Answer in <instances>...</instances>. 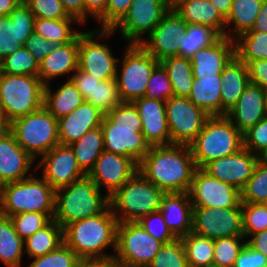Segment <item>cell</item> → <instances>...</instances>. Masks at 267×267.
<instances>
[{
  "label": "cell",
  "instance_id": "6da1fadb",
  "mask_svg": "<svg viewBox=\"0 0 267 267\" xmlns=\"http://www.w3.org/2000/svg\"><path fill=\"white\" fill-rule=\"evenodd\" d=\"M196 169L188 145L150 146L140 160L138 171L165 193H188Z\"/></svg>",
  "mask_w": 267,
  "mask_h": 267
},
{
  "label": "cell",
  "instance_id": "7a4b0ae2",
  "mask_svg": "<svg viewBox=\"0 0 267 267\" xmlns=\"http://www.w3.org/2000/svg\"><path fill=\"white\" fill-rule=\"evenodd\" d=\"M104 150L132 158L137 164L149 151L142 122L132 102H122L108 111L102 120Z\"/></svg>",
  "mask_w": 267,
  "mask_h": 267
},
{
  "label": "cell",
  "instance_id": "3957f363",
  "mask_svg": "<svg viewBox=\"0 0 267 267\" xmlns=\"http://www.w3.org/2000/svg\"><path fill=\"white\" fill-rule=\"evenodd\" d=\"M118 221L108 206L101 214L72 222L63 228L64 243L81 259L110 258L105 249L116 252Z\"/></svg>",
  "mask_w": 267,
  "mask_h": 267
},
{
  "label": "cell",
  "instance_id": "277c9868",
  "mask_svg": "<svg viewBox=\"0 0 267 267\" xmlns=\"http://www.w3.org/2000/svg\"><path fill=\"white\" fill-rule=\"evenodd\" d=\"M109 206V197L101 194L88 176L55 190L53 219L62 228L68 224L101 214Z\"/></svg>",
  "mask_w": 267,
  "mask_h": 267
},
{
  "label": "cell",
  "instance_id": "5b68a950",
  "mask_svg": "<svg viewBox=\"0 0 267 267\" xmlns=\"http://www.w3.org/2000/svg\"><path fill=\"white\" fill-rule=\"evenodd\" d=\"M32 175L0 186V214L40 212L54 217L55 189L42 177Z\"/></svg>",
  "mask_w": 267,
  "mask_h": 267
},
{
  "label": "cell",
  "instance_id": "8992f818",
  "mask_svg": "<svg viewBox=\"0 0 267 267\" xmlns=\"http://www.w3.org/2000/svg\"><path fill=\"white\" fill-rule=\"evenodd\" d=\"M165 192L137 171L109 197V206L118 222H138L159 211Z\"/></svg>",
  "mask_w": 267,
  "mask_h": 267
},
{
  "label": "cell",
  "instance_id": "52a82bcc",
  "mask_svg": "<svg viewBox=\"0 0 267 267\" xmlns=\"http://www.w3.org/2000/svg\"><path fill=\"white\" fill-rule=\"evenodd\" d=\"M196 168L243 148V134L226 116H210L189 145Z\"/></svg>",
  "mask_w": 267,
  "mask_h": 267
},
{
  "label": "cell",
  "instance_id": "ba28073f",
  "mask_svg": "<svg viewBox=\"0 0 267 267\" xmlns=\"http://www.w3.org/2000/svg\"><path fill=\"white\" fill-rule=\"evenodd\" d=\"M45 85L39 77L0 74V114L9 124L43 106Z\"/></svg>",
  "mask_w": 267,
  "mask_h": 267
},
{
  "label": "cell",
  "instance_id": "9c48e42d",
  "mask_svg": "<svg viewBox=\"0 0 267 267\" xmlns=\"http://www.w3.org/2000/svg\"><path fill=\"white\" fill-rule=\"evenodd\" d=\"M8 130L34 160L60 144L58 119L44 106L25 116L14 119Z\"/></svg>",
  "mask_w": 267,
  "mask_h": 267
},
{
  "label": "cell",
  "instance_id": "30bf717a",
  "mask_svg": "<svg viewBox=\"0 0 267 267\" xmlns=\"http://www.w3.org/2000/svg\"><path fill=\"white\" fill-rule=\"evenodd\" d=\"M116 81L122 102L144 97L154 67L159 63L140 44H127ZM120 72H119V71Z\"/></svg>",
  "mask_w": 267,
  "mask_h": 267
},
{
  "label": "cell",
  "instance_id": "8fae6325",
  "mask_svg": "<svg viewBox=\"0 0 267 267\" xmlns=\"http://www.w3.org/2000/svg\"><path fill=\"white\" fill-rule=\"evenodd\" d=\"M163 245L138 222H118L114 259L121 267H147Z\"/></svg>",
  "mask_w": 267,
  "mask_h": 267
},
{
  "label": "cell",
  "instance_id": "7c38bea8",
  "mask_svg": "<svg viewBox=\"0 0 267 267\" xmlns=\"http://www.w3.org/2000/svg\"><path fill=\"white\" fill-rule=\"evenodd\" d=\"M112 30L94 29L79 33L78 68L100 81L116 78L120 58L114 57L109 45L96 40L109 38Z\"/></svg>",
  "mask_w": 267,
  "mask_h": 267
},
{
  "label": "cell",
  "instance_id": "4fadbf2b",
  "mask_svg": "<svg viewBox=\"0 0 267 267\" xmlns=\"http://www.w3.org/2000/svg\"><path fill=\"white\" fill-rule=\"evenodd\" d=\"M171 144L190 145L210 117L188 97L172 96L165 102Z\"/></svg>",
  "mask_w": 267,
  "mask_h": 267
},
{
  "label": "cell",
  "instance_id": "5bb4252c",
  "mask_svg": "<svg viewBox=\"0 0 267 267\" xmlns=\"http://www.w3.org/2000/svg\"><path fill=\"white\" fill-rule=\"evenodd\" d=\"M169 11L164 0H133L125 16L111 29L120 31L127 44H141ZM118 29V30H117Z\"/></svg>",
  "mask_w": 267,
  "mask_h": 267
},
{
  "label": "cell",
  "instance_id": "9a60e30c",
  "mask_svg": "<svg viewBox=\"0 0 267 267\" xmlns=\"http://www.w3.org/2000/svg\"><path fill=\"white\" fill-rule=\"evenodd\" d=\"M188 193L193 207H242L240 190L210 176L202 168L195 169Z\"/></svg>",
  "mask_w": 267,
  "mask_h": 267
},
{
  "label": "cell",
  "instance_id": "2e32d148",
  "mask_svg": "<svg viewBox=\"0 0 267 267\" xmlns=\"http://www.w3.org/2000/svg\"><path fill=\"white\" fill-rule=\"evenodd\" d=\"M192 231L213 240L243 236L242 207H193Z\"/></svg>",
  "mask_w": 267,
  "mask_h": 267
},
{
  "label": "cell",
  "instance_id": "e0dca14e",
  "mask_svg": "<svg viewBox=\"0 0 267 267\" xmlns=\"http://www.w3.org/2000/svg\"><path fill=\"white\" fill-rule=\"evenodd\" d=\"M187 25L175 10H169L140 45L159 62L167 57L179 56Z\"/></svg>",
  "mask_w": 267,
  "mask_h": 267
},
{
  "label": "cell",
  "instance_id": "ac0fdd59",
  "mask_svg": "<svg viewBox=\"0 0 267 267\" xmlns=\"http://www.w3.org/2000/svg\"><path fill=\"white\" fill-rule=\"evenodd\" d=\"M34 171L41 169V176L55 189L66 187L86 174L80 169L70 145L58 144L40 157Z\"/></svg>",
  "mask_w": 267,
  "mask_h": 267
},
{
  "label": "cell",
  "instance_id": "d6986e66",
  "mask_svg": "<svg viewBox=\"0 0 267 267\" xmlns=\"http://www.w3.org/2000/svg\"><path fill=\"white\" fill-rule=\"evenodd\" d=\"M137 171L138 164L132 158L104 150L88 176L100 190L105 187L106 195L110 197Z\"/></svg>",
  "mask_w": 267,
  "mask_h": 267
},
{
  "label": "cell",
  "instance_id": "ffe728a7",
  "mask_svg": "<svg viewBox=\"0 0 267 267\" xmlns=\"http://www.w3.org/2000/svg\"><path fill=\"white\" fill-rule=\"evenodd\" d=\"M257 163V155L243 147L232 155L207 163L202 169L210 176L231 184L241 191L253 176Z\"/></svg>",
  "mask_w": 267,
  "mask_h": 267
},
{
  "label": "cell",
  "instance_id": "44dd1931",
  "mask_svg": "<svg viewBox=\"0 0 267 267\" xmlns=\"http://www.w3.org/2000/svg\"><path fill=\"white\" fill-rule=\"evenodd\" d=\"M34 161L9 130L0 136V186L32 176L28 172L31 171Z\"/></svg>",
  "mask_w": 267,
  "mask_h": 267
},
{
  "label": "cell",
  "instance_id": "7402d4cb",
  "mask_svg": "<svg viewBox=\"0 0 267 267\" xmlns=\"http://www.w3.org/2000/svg\"><path fill=\"white\" fill-rule=\"evenodd\" d=\"M132 103L141 118L142 133L146 142L150 146L171 144L165 102L144 96Z\"/></svg>",
  "mask_w": 267,
  "mask_h": 267
},
{
  "label": "cell",
  "instance_id": "603a6c76",
  "mask_svg": "<svg viewBox=\"0 0 267 267\" xmlns=\"http://www.w3.org/2000/svg\"><path fill=\"white\" fill-rule=\"evenodd\" d=\"M267 93L259 86L249 83L226 117L243 134L257 122L266 118Z\"/></svg>",
  "mask_w": 267,
  "mask_h": 267
},
{
  "label": "cell",
  "instance_id": "cb8c5ba5",
  "mask_svg": "<svg viewBox=\"0 0 267 267\" xmlns=\"http://www.w3.org/2000/svg\"><path fill=\"white\" fill-rule=\"evenodd\" d=\"M235 56V41L221 36L209 47L198 50L190 58L194 77L221 76L225 66Z\"/></svg>",
  "mask_w": 267,
  "mask_h": 267
},
{
  "label": "cell",
  "instance_id": "d4e9b609",
  "mask_svg": "<svg viewBox=\"0 0 267 267\" xmlns=\"http://www.w3.org/2000/svg\"><path fill=\"white\" fill-rule=\"evenodd\" d=\"M104 115L94 105L84 101L74 111L58 119L60 144L70 145L88 131L101 126Z\"/></svg>",
  "mask_w": 267,
  "mask_h": 267
},
{
  "label": "cell",
  "instance_id": "484cf974",
  "mask_svg": "<svg viewBox=\"0 0 267 267\" xmlns=\"http://www.w3.org/2000/svg\"><path fill=\"white\" fill-rule=\"evenodd\" d=\"M79 34L69 43L58 44L39 64L38 77L44 85L54 78L72 74L78 69Z\"/></svg>",
  "mask_w": 267,
  "mask_h": 267
},
{
  "label": "cell",
  "instance_id": "4316f807",
  "mask_svg": "<svg viewBox=\"0 0 267 267\" xmlns=\"http://www.w3.org/2000/svg\"><path fill=\"white\" fill-rule=\"evenodd\" d=\"M159 211L177 238L192 232L193 205L189 193H165Z\"/></svg>",
  "mask_w": 267,
  "mask_h": 267
},
{
  "label": "cell",
  "instance_id": "83f0119b",
  "mask_svg": "<svg viewBox=\"0 0 267 267\" xmlns=\"http://www.w3.org/2000/svg\"><path fill=\"white\" fill-rule=\"evenodd\" d=\"M221 79V116H225L250 83L247 64L235 55L223 69Z\"/></svg>",
  "mask_w": 267,
  "mask_h": 267
},
{
  "label": "cell",
  "instance_id": "f1b7e54d",
  "mask_svg": "<svg viewBox=\"0 0 267 267\" xmlns=\"http://www.w3.org/2000/svg\"><path fill=\"white\" fill-rule=\"evenodd\" d=\"M56 91H52L50 84L44 87L43 106L59 119L74 111L84 102L82 94L72 80H66Z\"/></svg>",
  "mask_w": 267,
  "mask_h": 267
},
{
  "label": "cell",
  "instance_id": "f546056e",
  "mask_svg": "<svg viewBox=\"0 0 267 267\" xmlns=\"http://www.w3.org/2000/svg\"><path fill=\"white\" fill-rule=\"evenodd\" d=\"M221 76L194 77L189 100L209 116H221Z\"/></svg>",
  "mask_w": 267,
  "mask_h": 267
},
{
  "label": "cell",
  "instance_id": "4dcf8cb0",
  "mask_svg": "<svg viewBox=\"0 0 267 267\" xmlns=\"http://www.w3.org/2000/svg\"><path fill=\"white\" fill-rule=\"evenodd\" d=\"M188 24H203L225 36V19L209 0H187L174 9Z\"/></svg>",
  "mask_w": 267,
  "mask_h": 267
},
{
  "label": "cell",
  "instance_id": "1f68e13d",
  "mask_svg": "<svg viewBox=\"0 0 267 267\" xmlns=\"http://www.w3.org/2000/svg\"><path fill=\"white\" fill-rule=\"evenodd\" d=\"M264 0H232L228 17L225 19V37L235 40L240 35L250 31L261 11ZM231 30L226 31L227 27ZM235 35V36H234Z\"/></svg>",
  "mask_w": 267,
  "mask_h": 267
},
{
  "label": "cell",
  "instance_id": "d6a6232c",
  "mask_svg": "<svg viewBox=\"0 0 267 267\" xmlns=\"http://www.w3.org/2000/svg\"><path fill=\"white\" fill-rule=\"evenodd\" d=\"M80 169L88 175L97 158L104 151V140L101 126L88 131L79 140L70 144Z\"/></svg>",
  "mask_w": 267,
  "mask_h": 267
},
{
  "label": "cell",
  "instance_id": "836d02e7",
  "mask_svg": "<svg viewBox=\"0 0 267 267\" xmlns=\"http://www.w3.org/2000/svg\"><path fill=\"white\" fill-rule=\"evenodd\" d=\"M63 243V228L52 219L46 226L24 240V252L29 258H35L52 252Z\"/></svg>",
  "mask_w": 267,
  "mask_h": 267
},
{
  "label": "cell",
  "instance_id": "e575fe53",
  "mask_svg": "<svg viewBox=\"0 0 267 267\" xmlns=\"http://www.w3.org/2000/svg\"><path fill=\"white\" fill-rule=\"evenodd\" d=\"M24 241L16 233L10 217L0 214V261L7 267H21Z\"/></svg>",
  "mask_w": 267,
  "mask_h": 267
},
{
  "label": "cell",
  "instance_id": "d590c367",
  "mask_svg": "<svg viewBox=\"0 0 267 267\" xmlns=\"http://www.w3.org/2000/svg\"><path fill=\"white\" fill-rule=\"evenodd\" d=\"M161 63L168 72L174 96L188 97L191 94L194 79L190 59L173 56L163 59Z\"/></svg>",
  "mask_w": 267,
  "mask_h": 267
},
{
  "label": "cell",
  "instance_id": "8d00e7d4",
  "mask_svg": "<svg viewBox=\"0 0 267 267\" xmlns=\"http://www.w3.org/2000/svg\"><path fill=\"white\" fill-rule=\"evenodd\" d=\"M73 23L80 24L71 16L62 19L35 18L34 32L56 45L66 44L80 33L71 27Z\"/></svg>",
  "mask_w": 267,
  "mask_h": 267
},
{
  "label": "cell",
  "instance_id": "74e56055",
  "mask_svg": "<svg viewBox=\"0 0 267 267\" xmlns=\"http://www.w3.org/2000/svg\"><path fill=\"white\" fill-rule=\"evenodd\" d=\"M189 267H212L214 240L194 233L180 237Z\"/></svg>",
  "mask_w": 267,
  "mask_h": 267
},
{
  "label": "cell",
  "instance_id": "f35d334b",
  "mask_svg": "<svg viewBox=\"0 0 267 267\" xmlns=\"http://www.w3.org/2000/svg\"><path fill=\"white\" fill-rule=\"evenodd\" d=\"M221 35L212 27L203 24H188L180 46L179 56L190 59L198 50L209 47Z\"/></svg>",
  "mask_w": 267,
  "mask_h": 267
},
{
  "label": "cell",
  "instance_id": "ab89813d",
  "mask_svg": "<svg viewBox=\"0 0 267 267\" xmlns=\"http://www.w3.org/2000/svg\"><path fill=\"white\" fill-rule=\"evenodd\" d=\"M235 55L244 63L267 59V33L248 31L235 40Z\"/></svg>",
  "mask_w": 267,
  "mask_h": 267
},
{
  "label": "cell",
  "instance_id": "60d3db41",
  "mask_svg": "<svg viewBox=\"0 0 267 267\" xmlns=\"http://www.w3.org/2000/svg\"><path fill=\"white\" fill-rule=\"evenodd\" d=\"M245 244L246 238L244 236L215 239L212 267H233Z\"/></svg>",
  "mask_w": 267,
  "mask_h": 267
},
{
  "label": "cell",
  "instance_id": "b9f144b4",
  "mask_svg": "<svg viewBox=\"0 0 267 267\" xmlns=\"http://www.w3.org/2000/svg\"><path fill=\"white\" fill-rule=\"evenodd\" d=\"M1 72L8 75L38 77L39 65L33 55L23 46L0 62Z\"/></svg>",
  "mask_w": 267,
  "mask_h": 267
},
{
  "label": "cell",
  "instance_id": "7bdbcfd3",
  "mask_svg": "<svg viewBox=\"0 0 267 267\" xmlns=\"http://www.w3.org/2000/svg\"><path fill=\"white\" fill-rule=\"evenodd\" d=\"M84 101L94 105L104 114L111 111L122 103L116 78L97 83L93 89V96L87 97Z\"/></svg>",
  "mask_w": 267,
  "mask_h": 267
},
{
  "label": "cell",
  "instance_id": "ee69618b",
  "mask_svg": "<svg viewBox=\"0 0 267 267\" xmlns=\"http://www.w3.org/2000/svg\"><path fill=\"white\" fill-rule=\"evenodd\" d=\"M241 192V203L267 204V164L257 163L253 176Z\"/></svg>",
  "mask_w": 267,
  "mask_h": 267
},
{
  "label": "cell",
  "instance_id": "f6af8a7d",
  "mask_svg": "<svg viewBox=\"0 0 267 267\" xmlns=\"http://www.w3.org/2000/svg\"><path fill=\"white\" fill-rule=\"evenodd\" d=\"M267 229V204L242 203V230L247 238Z\"/></svg>",
  "mask_w": 267,
  "mask_h": 267
},
{
  "label": "cell",
  "instance_id": "bcb514c9",
  "mask_svg": "<svg viewBox=\"0 0 267 267\" xmlns=\"http://www.w3.org/2000/svg\"><path fill=\"white\" fill-rule=\"evenodd\" d=\"M174 95L168 72L159 62L153 69L147 83L145 97L166 102Z\"/></svg>",
  "mask_w": 267,
  "mask_h": 267
},
{
  "label": "cell",
  "instance_id": "7dc6e473",
  "mask_svg": "<svg viewBox=\"0 0 267 267\" xmlns=\"http://www.w3.org/2000/svg\"><path fill=\"white\" fill-rule=\"evenodd\" d=\"M147 267H189L180 238L164 244Z\"/></svg>",
  "mask_w": 267,
  "mask_h": 267
},
{
  "label": "cell",
  "instance_id": "c3c4849f",
  "mask_svg": "<svg viewBox=\"0 0 267 267\" xmlns=\"http://www.w3.org/2000/svg\"><path fill=\"white\" fill-rule=\"evenodd\" d=\"M32 259L29 267H77L81 258L63 243L52 252Z\"/></svg>",
  "mask_w": 267,
  "mask_h": 267
},
{
  "label": "cell",
  "instance_id": "681fc988",
  "mask_svg": "<svg viewBox=\"0 0 267 267\" xmlns=\"http://www.w3.org/2000/svg\"><path fill=\"white\" fill-rule=\"evenodd\" d=\"M16 233L24 241L39 229L46 226L52 219L45 213L24 212L10 217Z\"/></svg>",
  "mask_w": 267,
  "mask_h": 267
},
{
  "label": "cell",
  "instance_id": "f907efd6",
  "mask_svg": "<svg viewBox=\"0 0 267 267\" xmlns=\"http://www.w3.org/2000/svg\"><path fill=\"white\" fill-rule=\"evenodd\" d=\"M13 20V32L16 40L23 45L34 32L35 16L28 5L20 2L8 15Z\"/></svg>",
  "mask_w": 267,
  "mask_h": 267
},
{
  "label": "cell",
  "instance_id": "816d5d0a",
  "mask_svg": "<svg viewBox=\"0 0 267 267\" xmlns=\"http://www.w3.org/2000/svg\"><path fill=\"white\" fill-rule=\"evenodd\" d=\"M138 223L146 232L163 244L171 243L177 239V237L168 228L160 211L150 213L142 217Z\"/></svg>",
  "mask_w": 267,
  "mask_h": 267
},
{
  "label": "cell",
  "instance_id": "f5cc1de1",
  "mask_svg": "<svg viewBox=\"0 0 267 267\" xmlns=\"http://www.w3.org/2000/svg\"><path fill=\"white\" fill-rule=\"evenodd\" d=\"M35 18L62 19L70 17L60 0H23Z\"/></svg>",
  "mask_w": 267,
  "mask_h": 267
},
{
  "label": "cell",
  "instance_id": "db71d44e",
  "mask_svg": "<svg viewBox=\"0 0 267 267\" xmlns=\"http://www.w3.org/2000/svg\"><path fill=\"white\" fill-rule=\"evenodd\" d=\"M243 147L255 155L267 147V117L243 133Z\"/></svg>",
  "mask_w": 267,
  "mask_h": 267
},
{
  "label": "cell",
  "instance_id": "11a10c76",
  "mask_svg": "<svg viewBox=\"0 0 267 267\" xmlns=\"http://www.w3.org/2000/svg\"><path fill=\"white\" fill-rule=\"evenodd\" d=\"M22 47L23 44L14 37L13 20L8 16H0V62Z\"/></svg>",
  "mask_w": 267,
  "mask_h": 267
},
{
  "label": "cell",
  "instance_id": "9f6ffc18",
  "mask_svg": "<svg viewBox=\"0 0 267 267\" xmlns=\"http://www.w3.org/2000/svg\"><path fill=\"white\" fill-rule=\"evenodd\" d=\"M133 0H108L106 12L97 20L98 29L111 30L127 13Z\"/></svg>",
  "mask_w": 267,
  "mask_h": 267
},
{
  "label": "cell",
  "instance_id": "6f0895ef",
  "mask_svg": "<svg viewBox=\"0 0 267 267\" xmlns=\"http://www.w3.org/2000/svg\"><path fill=\"white\" fill-rule=\"evenodd\" d=\"M23 46L33 55L39 65L45 56L54 50L56 44L33 32Z\"/></svg>",
  "mask_w": 267,
  "mask_h": 267
},
{
  "label": "cell",
  "instance_id": "680465c9",
  "mask_svg": "<svg viewBox=\"0 0 267 267\" xmlns=\"http://www.w3.org/2000/svg\"><path fill=\"white\" fill-rule=\"evenodd\" d=\"M233 267H267V257L246 243Z\"/></svg>",
  "mask_w": 267,
  "mask_h": 267
},
{
  "label": "cell",
  "instance_id": "91938a15",
  "mask_svg": "<svg viewBox=\"0 0 267 267\" xmlns=\"http://www.w3.org/2000/svg\"><path fill=\"white\" fill-rule=\"evenodd\" d=\"M250 83L259 85L267 93V59L247 63Z\"/></svg>",
  "mask_w": 267,
  "mask_h": 267
},
{
  "label": "cell",
  "instance_id": "94428289",
  "mask_svg": "<svg viewBox=\"0 0 267 267\" xmlns=\"http://www.w3.org/2000/svg\"><path fill=\"white\" fill-rule=\"evenodd\" d=\"M72 82L82 94L83 99L93 96V89L95 85L100 82L99 79L80 70L79 68L73 73L71 77Z\"/></svg>",
  "mask_w": 267,
  "mask_h": 267
},
{
  "label": "cell",
  "instance_id": "6125c7cd",
  "mask_svg": "<svg viewBox=\"0 0 267 267\" xmlns=\"http://www.w3.org/2000/svg\"><path fill=\"white\" fill-rule=\"evenodd\" d=\"M66 13L75 18L80 25L85 23L84 0H60Z\"/></svg>",
  "mask_w": 267,
  "mask_h": 267
},
{
  "label": "cell",
  "instance_id": "be15d7a7",
  "mask_svg": "<svg viewBox=\"0 0 267 267\" xmlns=\"http://www.w3.org/2000/svg\"><path fill=\"white\" fill-rule=\"evenodd\" d=\"M108 0H84L85 22L88 16L98 20L105 12Z\"/></svg>",
  "mask_w": 267,
  "mask_h": 267
},
{
  "label": "cell",
  "instance_id": "e7e4bbea",
  "mask_svg": "<svg viewBox=\"0 0 267 267\" xmlns=\"http://www.w3.org/2000/svg\"><path fill=\"white\" fill-rule=\"evenodd\" d=\"M246 243L267 257V229L250 235Z\"/></svg>",
  "mask_w": 267,
  "mask_h": 267
},
{
  "label": "cell",
  "instance_id": "03108f58",
  "mask_svg": "<svg viewBox=\"0 0 267 267\" xmlns=\"http://www.w3.org/2000/svg\"><path fill=\"white\" fill-rule=\"evenodd\" d=\"M77 267H121L114 259L110 258H90L80 259Z\"/></svg>",
  "mask_w": 267,
  "mask_h": 267
},
{
  "label": "cell",
  "instance_id": "003e7915",
  "mask_svg": "<svg viewBox=\"0 0 267 267\" xmlns=\"http://www.w3.org/2000/svg\"><path fill=\"white\" fill-rule=\"evenodd\" d=\"M250 31L267 33V0L263 1L261 11L259 12L255 24Z\"/></svg>",
  "mask_w": 267,
  "mask_h": 267
},
{
  "label": "cell",
  "instance_id": "a7ac6f4b",
  "mask_svg": "<svg viewBox=\"0 0 267 267\" xmlns=\"http://www.w3.org/2000/svg\"><path fill=\"white\" fill-rule=\"evenodd\" d=\"M220 13V15L226 19L230 13L232 0H209Z\"/></svg>",
  "mask_w": 267,
  "mask_h": 267
},
{
  "label": "cell",
  "instance_id": "89a4df30",
  "mask_svg": "<svg viewBox=\"0 0 267 267\" xmlns=\"http://www.w3.org/2000/svg\"><path fill=\"white\" fill-rule=\"evenodd\" d=\"M23 0H0V16L5 17Z\"/></svg>",
  "mask_w": 267,
  "mask_h": 267
},
{
  "label": "cell",
  "instance_id": "2644e50d",
  "mask_svg": "<svg viewBox=\"0 0 267 267\" xmlns=\"http://www.w3.org/2000/svg\"><path fill=\"white\" fill-rule=\"evenodd\" d=\"M166 7L169 10H174L175 8H177L181 3H183L184 1L187 0H164Z\"/></svg>",
  "mask_w": 267,
  "mask_h": 267
},
{
  "label": "cell",
  "instance_id": "8c879c8a",
  "mask_svg": "<svg viewBox=\"0 0 267 267\" xmlns=\"http://www.w3.org/2000/svg\"><path fill=\"white\" fill-rule=\"evenodd\" d=\"M257 160L262 164H267V147L257 154Z\"/></svg>",
  "mask_w": 267,
  "mask_h": 267
},
{
  "label": "cell",
  "instance_id": "753ad0ef",
  "mask_svg": "<svg viewBox=\"0 0 267 267\" xmlns=\"http://www.w3.org/2000/svg\"><path fill=\"white\" fill-rule=\"evenodd\" d=\"M8 130V124L4 121L2 115L0 114V136Z\"/></svg>",
  "mask_w": 267,
  "mask_h": 267
}]
</instances>
